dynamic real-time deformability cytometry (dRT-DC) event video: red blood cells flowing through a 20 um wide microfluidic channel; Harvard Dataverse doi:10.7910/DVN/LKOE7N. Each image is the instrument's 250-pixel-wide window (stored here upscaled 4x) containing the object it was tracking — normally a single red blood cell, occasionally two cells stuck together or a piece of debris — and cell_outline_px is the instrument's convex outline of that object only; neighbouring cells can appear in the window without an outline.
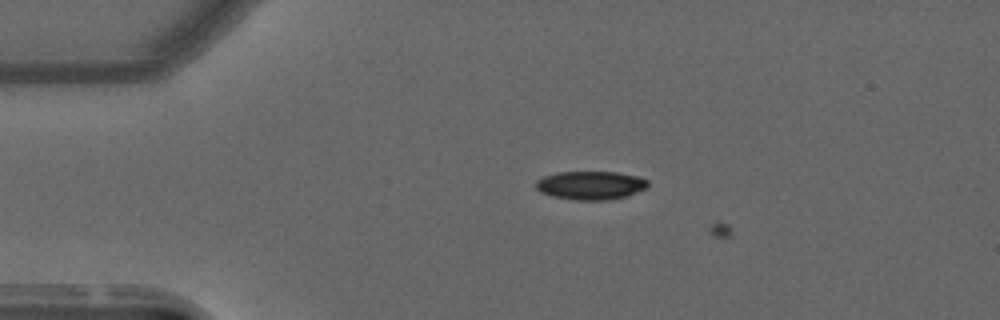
{"species": "common noctule bat (a hibernating species)", "species_latin": "Nyctalus noctula", "temperature_condition": "warm", "stored_images_in_passage": 11, "camera_frame_rate_fps": 3000, "um_per_image_px": 0.085, "animal": {"sex": "male", "forearm_length_mm": 52.5}, "frame": {"image": 1, "passage_image": 10, "time_ms": 3.0, "image_size_px": [1000, 320], "cell_outline_px": [[648, 188], [624, 196], [608, 200], [576, 200], [552, 196], [540, 192], [536, 188], [536, 180], [544, 176], [556, 172], [616, 172], [636, 176], [648, 180]], "centroid_in_image_um": [50.18, 15.75], "position_along_channel_um": 34.8, "area_um2": 18.55}}